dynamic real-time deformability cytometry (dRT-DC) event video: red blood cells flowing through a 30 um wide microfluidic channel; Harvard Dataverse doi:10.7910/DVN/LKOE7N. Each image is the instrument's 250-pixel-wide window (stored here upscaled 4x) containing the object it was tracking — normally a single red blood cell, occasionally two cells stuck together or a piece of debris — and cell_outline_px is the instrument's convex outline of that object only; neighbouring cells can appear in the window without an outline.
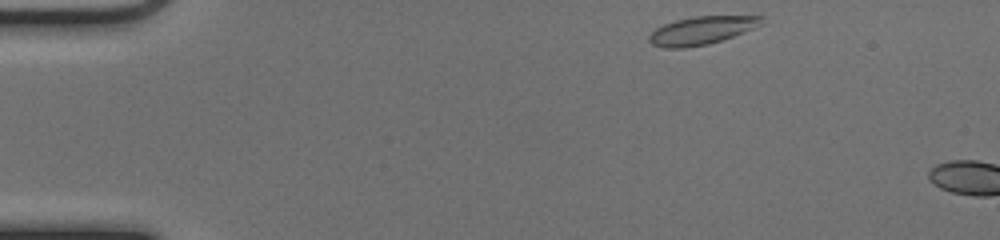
{"species": "common noctule bat (a hibernating species)", "species_latin": "Nyctalus noctula", "temperature_condition": "cold", "stored_images_in_passage": 4, "camera_frame_rate_fps": 3000, "um_per_image_px": 0.085, "animal": {"sex": "female", "body_mass_g": 17.0, "forearm_length_mm": 48.0}, "frame": {"image": 1, "passage_image": 1, "time_ms": 0.0, "image_size_px": [1000, 240], "cell_outline_px": [[764, 24], [732, 36], [708, 44], [684, 48], [664, 48], [652, 44], [648, 40], [648, 36], [656, 28], [664, 24], [676, 20], [692, 16], [764, 16]], "centroid_in_image_um": [59.63, 2.58], "position_along_channel_um": 25.4, "area_um2": 18.32}}